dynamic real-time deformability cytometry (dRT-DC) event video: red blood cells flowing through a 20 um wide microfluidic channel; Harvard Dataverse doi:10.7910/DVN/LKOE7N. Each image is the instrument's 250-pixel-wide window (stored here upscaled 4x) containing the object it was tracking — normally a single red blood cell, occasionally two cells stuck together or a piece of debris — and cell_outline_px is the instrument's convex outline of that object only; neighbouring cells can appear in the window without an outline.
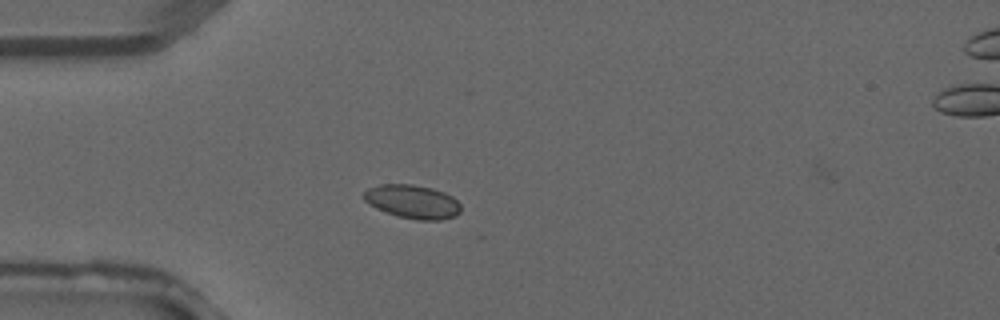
{"species": "common noctule bat (a hibernating species)", "species_latin": "Nyctalus noctula", "temperature_condition": "warm", "stored_images_in_passage": 4, "camera_frame_rate_fps": 3000, "um_per_image_px": 0.085, "animal": {"sex": "male", "forearm_length_mm": 52.5}, "frame": {"image": 1, "passage_image": 3, "time_ms": 0.667, "image_size_px": [1000, 320], "cell_outline_px": [[460, 212], [456, 216], [440, 220], [416, 220], [400, 216], [376, 208], [368, 204], [364, 200], [364, 192], [368, 188], [380, 184], [412, 184], [432, 188], [444, 192], [452, 196], [460, 204]], "centroid_in_image_um": [35.08, 17.13], "position_along_channel_um": 49.9, "area_um2": 18.96}}